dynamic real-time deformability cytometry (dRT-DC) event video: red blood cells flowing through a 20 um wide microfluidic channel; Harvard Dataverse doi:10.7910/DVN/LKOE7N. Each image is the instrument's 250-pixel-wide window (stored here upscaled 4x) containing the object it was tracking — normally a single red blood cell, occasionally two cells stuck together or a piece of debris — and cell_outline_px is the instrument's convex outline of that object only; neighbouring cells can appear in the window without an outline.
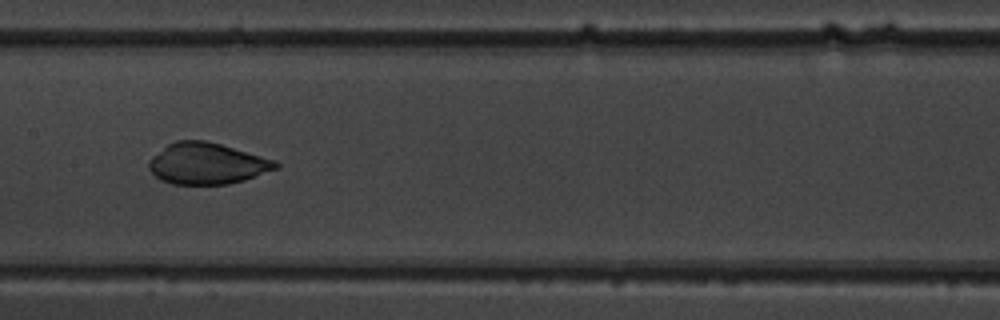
{"species": "common noctule bat (a hibernating species)", "species_latin": "Nyctalus noctula", "temperature_condition": "warm", "stored_images_in_passage": 9, "camera_frame_rate_fps": 3000, "um_per_image_px": 0.085, "animal": {"sex": "male", "body_mass_g": 19.5, "forearm_length_mm": 54.6}, "frame": {"image": 1, "passage_image": 8, "time_ms": 8.667, "image_size_px": [1000, 320], "cell_outline_px": [[280, 168], [244, 180], [228, 184], [172, 184], [160, 180], [148, 168], [148, 160], [152, 156], [168, 144], [176, 140], [204, 140], [220, 144], [276, 160], [280, 164]], "centroid_in_image_um": [17.6, 13.9], "position_along_channel_um": 189.8, "area_um2": 30.58}}
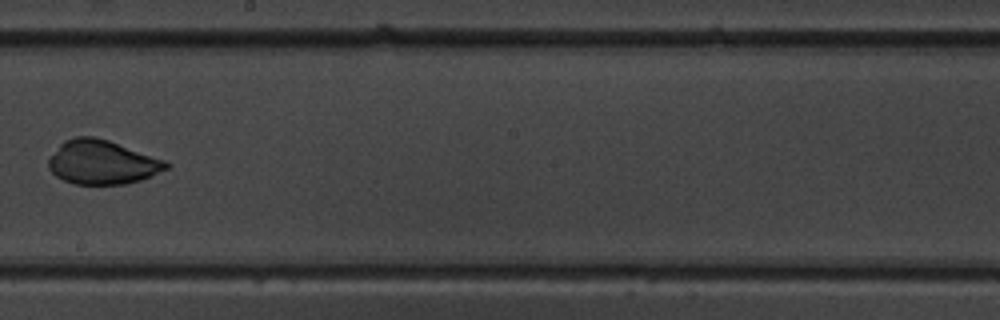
{"frame": {"image": 2, "passage_image": 9, "time_ms": 10.0, "image_size_px": [1000, 320], "cell_outline_px": [[172, 164], [168, 168], [152, 176], [140, 180], [124, 184], [72, 184], [56, 176], [48, 168], [48, 156], [64, 140], [76, 136], [92, 136], [108, 140], [164, 160]], "centroid_in_image_um": [8.65, 13.79], "position_along_channel_um": 239.6, "area_um2": 30.23}}